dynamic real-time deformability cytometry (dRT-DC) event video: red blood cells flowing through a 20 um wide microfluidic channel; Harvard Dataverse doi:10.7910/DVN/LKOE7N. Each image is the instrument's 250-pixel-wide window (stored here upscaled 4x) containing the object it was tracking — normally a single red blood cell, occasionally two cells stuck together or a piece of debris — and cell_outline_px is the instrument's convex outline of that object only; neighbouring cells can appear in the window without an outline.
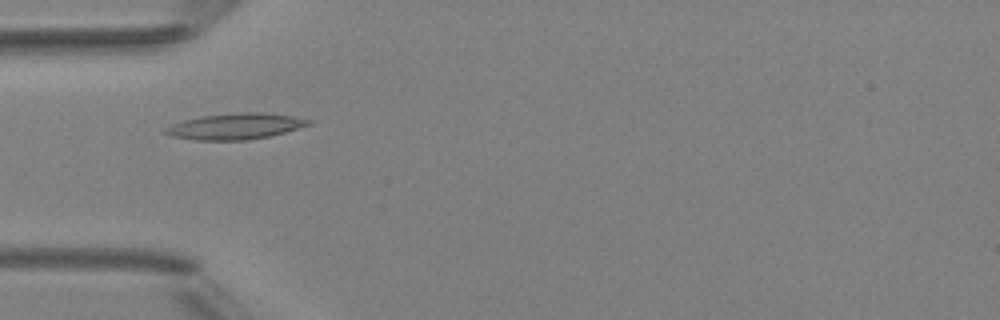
{"species": "Egyptian fruit bat (a non-hibernating species)", "species_latin": "Rousettus aegyptiacus", "temperature_condition": "room temperature", "stored_images_in_passage": 6, "camera_frame_rate_fps": 3000, "um_per_image_px": 0.085, "animal": {"sex": "female"}, "frame": {"image": 1, "passage_image": 4, "time_ms": 4.333, "image_size_px": [1000, 320], "cell_outline_px": [[312, 124], [284, 132], [268, 136], [248, 140], [196, 140], [172, 136], [164, 132], [164, 128], [172, 124], [184, 120], [200, 116], [240, 112], [260, 112], [292, 116], [312, 120]], "centroid_in_image_um": [20.0, 10.73], "position_along_channel_um": 65.0, "area_um2": 21.56}}
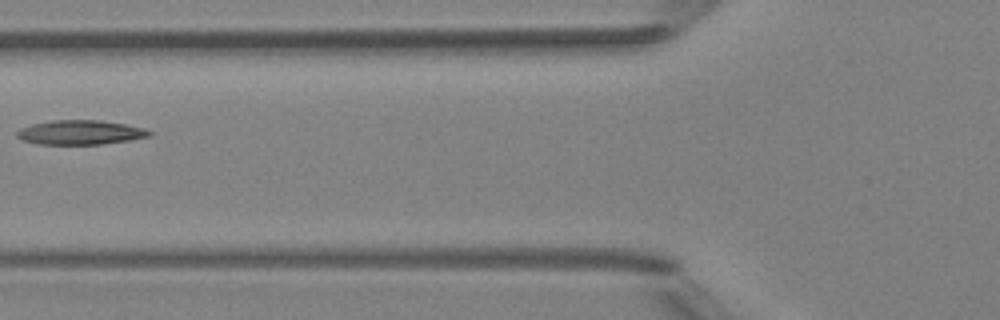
{"frame": {"image": 2, "passage_image": 5, "time_ms": 5.667, "image_size_px": [1000, 320], "cell_outline_px": [[152, 136], [104, 144], [36, 144], [24, 140], [16, 136], [16, 132], [20, 128], [32, 124], [52, 120], [100, 120], [124, 124], [144, 128], [152, 132]], "centroid_in_image_um": [6.82, 11.25], "position_along_channel_um": 119.0, "area_um2": 18.79}}
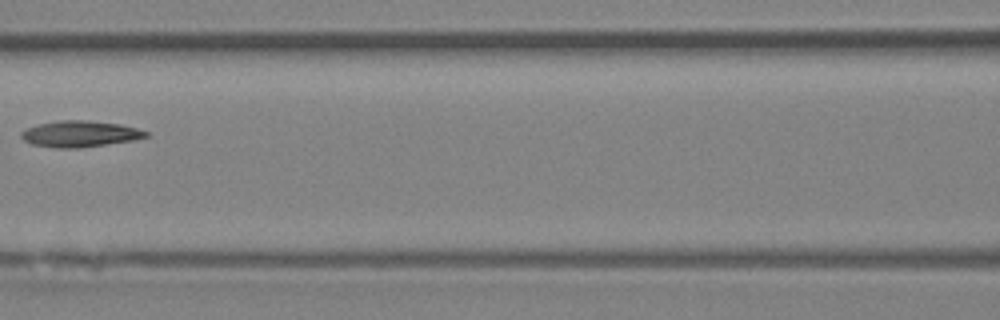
{"frame": {"image": 3, "passage_image": 6, "time_ms": 6.667, "image_size_px": [1000, 320], "cell_outline_px": [[148, 136], [132, 140], [80, 148], [56, 148], [32, 144], [24, 140], [20, 136], [20, 132], [36, 124], [56, 120], [88, 120], [120, 124], [136, 128], [148, 132]], "centroid_in_image_um": [6.75, 11.37], "position_along_channel_um": 159.8, "area_um2": 19.02}}